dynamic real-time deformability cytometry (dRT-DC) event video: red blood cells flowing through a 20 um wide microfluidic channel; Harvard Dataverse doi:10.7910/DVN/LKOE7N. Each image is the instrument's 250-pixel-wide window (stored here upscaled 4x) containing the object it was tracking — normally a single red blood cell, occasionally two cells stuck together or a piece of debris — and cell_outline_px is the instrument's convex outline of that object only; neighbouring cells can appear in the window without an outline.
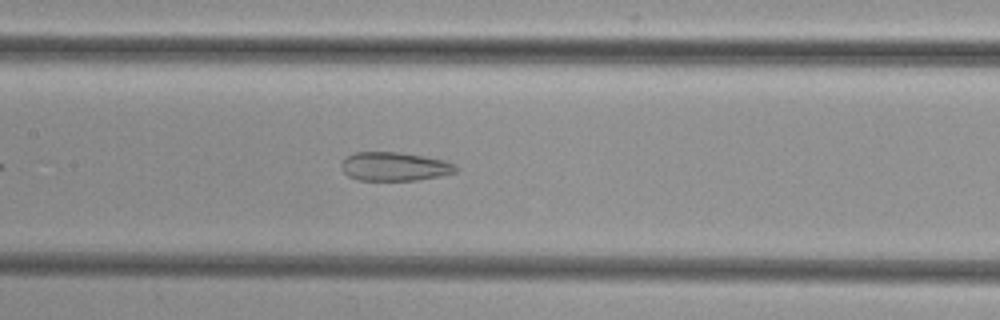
{"species": "common noctule bat (a hibernating species)", "species_latin": "Nyctalus noctula", "temperature_condition": "cold", "stored_images_in_passage": 39, "camera_frame_rate_fps": 3000, "um_per_image_px": 0.085, "animal": {"sex": "female", "body_mass_g": 29.2, "forearm_length_mm": 56.3}, "frame": {"image": 1, "passage_image": 12, "time_ms": 3.667, "image_size_px": [1000, 320], "cell_outline_px": [[460, 168], [456, 172], [440, 176], [416, 180], [356, 180], [348, 176], [340, 168], [340, 164], [348, 156], [356, 152], [400, 152], [424, 156], [444, 160], [456, 164]], "centroid_in_image_um": [33.55, 14.15], "position_along_channel_um": 173.8, "area_um2": 19.31}}